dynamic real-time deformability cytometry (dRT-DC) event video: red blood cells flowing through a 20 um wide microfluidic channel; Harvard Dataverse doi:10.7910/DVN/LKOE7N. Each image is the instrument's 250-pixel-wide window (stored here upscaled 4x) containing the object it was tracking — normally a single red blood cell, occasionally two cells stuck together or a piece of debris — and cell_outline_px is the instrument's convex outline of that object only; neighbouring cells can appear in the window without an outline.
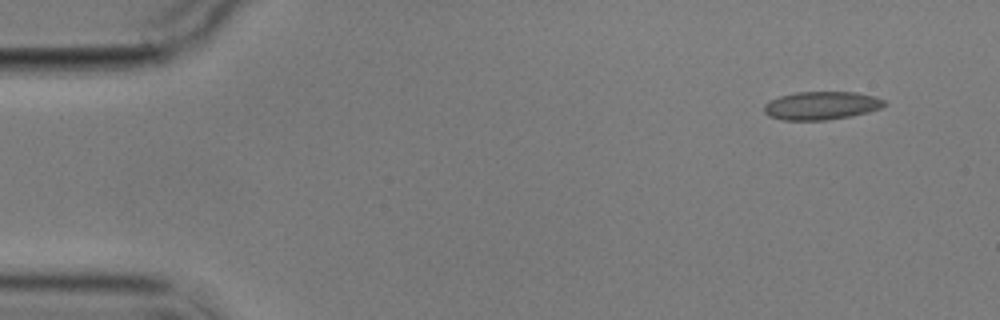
{"species": "common noctule bat (a hibernating species)", "species_latin": "Nyctalus noctula", "temperature_condition": "cold", "stored_images_in_passage": 5, "camera_frame_rate_fps": 3000, "um_per_image_px": 0.085, "animal": {"sex": "male", "body_mass_g": 17.9}, "frame": {"image": 1, "passage_image": 1, "time_ms": 0.0, "image_size_px": [1000, 320], "cell_outline_px": [[888, 104], [880, 108], [868, 112], [848, 116], [824, 120], [784, 120], [768, 116], [764, 112], [764, 104], [768, 100], [780, 96], [796, 92], [856, 92], [876, 96], [884, 100]], "centroid_in_image_um": [69.8, 8.96], "position_along_channel_um": 15.2, "area_um2": 19.83}}
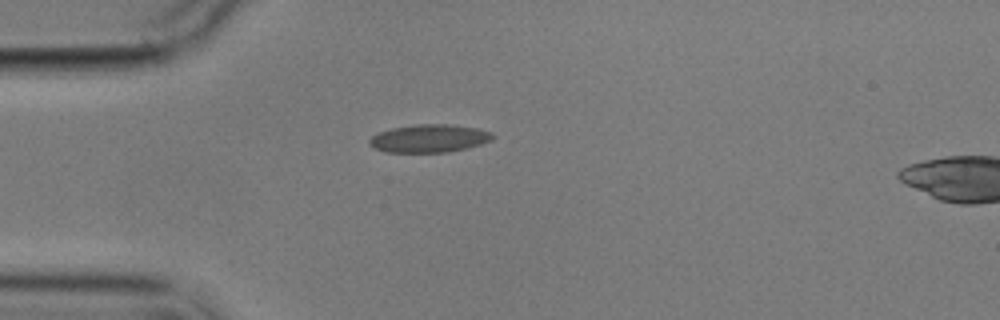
{"frame": {"image": 2, "passage_image": 4, "time_ms": 3.333, "image_size_px": [1000, 320], "cell_outline_px": [[496, 136], [492, 140], [480, 144], [448, 152], [384, 152], [368, 144], [368, 140], [372, 136], [380, 132], [392, 128], [416, 124], [448, 124], [476, 128], [492, 132]], "centroid_in_image_um": [36.48, 11.76], "position_along_channel_um": 48.5, "area_um2": 20.0}}